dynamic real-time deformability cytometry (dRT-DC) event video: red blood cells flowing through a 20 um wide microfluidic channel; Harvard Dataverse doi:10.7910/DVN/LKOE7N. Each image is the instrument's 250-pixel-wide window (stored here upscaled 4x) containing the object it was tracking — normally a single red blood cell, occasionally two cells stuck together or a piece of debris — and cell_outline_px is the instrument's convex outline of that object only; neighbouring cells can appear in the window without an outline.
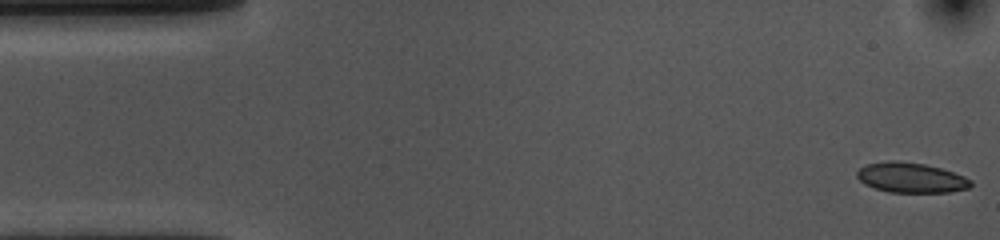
{"species": "common noctule bat (a hibernating species)", "species_latin": "Nyctalus noctula", "temperature_condition": "cold", "stored_images_in_passage": 54, "camera_frame_rate_fps": 3000, "um_per_image_px": 0.085, "animal": {"sex": "female", "body_mass_g": 10.0, "forearm_length_mm": 53.1}, "frame": {"image": 1, "passage_image": 1, "time_ms": 0.0, "image_size_px": [1000, 240], "cell_outline_px": [[972, 184], [968, 188], [948, 192], [888, 192], [864, 184], [856, 176], [856, 172], [860, 168], [868, 164], [888, 160], [900, 160], [924, 164], [940, 168], [964, 176], [972, 180]], "centroid_in_image_um": [77.42, 15.09], "position_along_channel_um": 7.6, "area_um2": 19.88}}
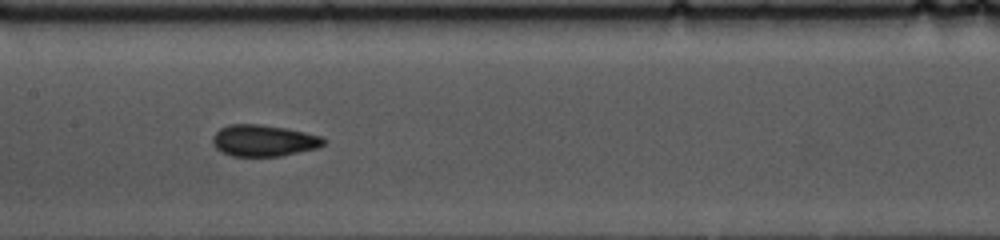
{"frame": {"image": 2, "passage_image": 25, "time_ms": 8.0, "image_size_px": [1000, 240], "cell_outline_px": [[328, 140], [324, 144], [316, 148], [280, 156], [232, 156], [216, 148], [212, 144], [212, 136], [220, 128], [228, 124], [260, 124], [284, 128], [304, 132], [320, 136]], "centroid_in_image_um": [22.39, 11.94], "position_along_channel_um": 185.0, "area_um2": 20.29}}
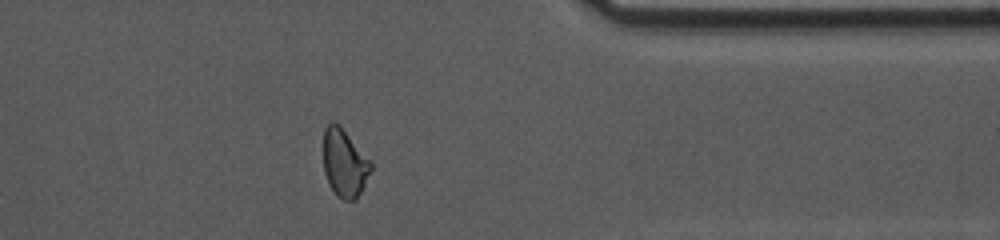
{"frame": {"image": 3, "passage_image": 43, "time_ms": 14.0, "image_size_px": [1000, 240], "cell_outline_px": [[372, 168], [356, 200], [344, 200], [336, 196], [324, 172], [324, 128], [332, 120], [340, 124], [372, 164]], "centroid_in_image_um": [29.26, 13.84], "position_along_channel_um": 382.1, "area_um2": 18.5}, "authors_computed_cell_mechanics": {"area_um2": 20.0855, "velocity_mm_per_s": 3.5842, "shape_relaxation_time_tau1_ms": 4.2519, "shape_relaxation_time_tau2_ms": 2.579, "deformation_change_tau1": 0.0915, "deformation_change_tau2": 0.0535}}